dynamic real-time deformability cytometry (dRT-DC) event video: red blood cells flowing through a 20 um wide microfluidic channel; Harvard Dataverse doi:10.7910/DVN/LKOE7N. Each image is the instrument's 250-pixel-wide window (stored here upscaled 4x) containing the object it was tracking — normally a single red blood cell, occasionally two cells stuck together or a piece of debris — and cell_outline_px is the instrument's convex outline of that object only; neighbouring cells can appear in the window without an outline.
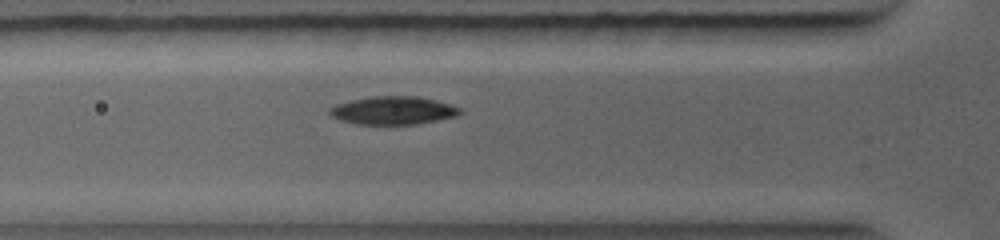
{"species": "common noctule bat (a hibernating species)", "species_latin": "Nyctalus noctula", "temperature_condition": "warm", "stored_images_in_passage": 21, "camera_frame_rate_fps": 5000, "um_per_image_px": 0.085, "animal": {"sex": "female", "body_mass_g": 19.0, "forearm_length_mm": 56.7}, "frame": {"image": 1, "passage_image": 2, "time_ms": 0.4, "image_size_px": [1000, 240], "cell_outline_px": [[464, 112], [456, 116], [416, 124], [356, 124], [340, 120], [332, 116], [328, 112], [328, 108], [336, 104], [352, 100], [372, 96], [420, 96], [436, 100], [460, 108]], "centroid_in_image_um": [33.4, 9.38], "position_along_channel_um": 92.4, "area_um2": 21.33}}
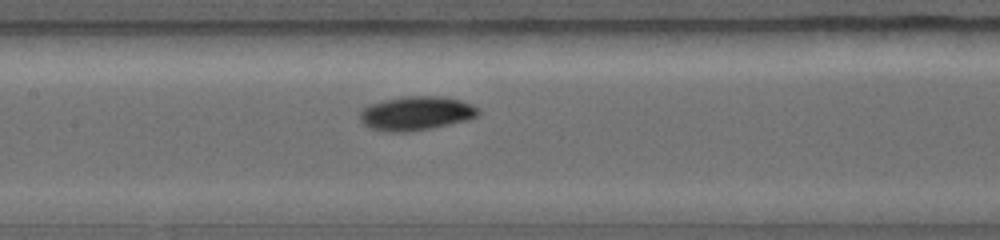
{"frame": {"image": 2, "passage_image": 6, "time_ms": 2.0, "image_size_px": [1000, 240], "cell_outline_px": [[480, 112], [476, 116], [468, 120], [432, 128], [408, 132], [388, 132], [372, 128], [364, 124], [360, 120], [360, 108], [368, 104], [384, 100], [408, 96], [444, 96], [460, 100], [472, 104], [480, 108]], "centroid_in_image_um": [35.38, 9.63], "position_along_channel_um": 172.0, "area_um2": 23.64}}
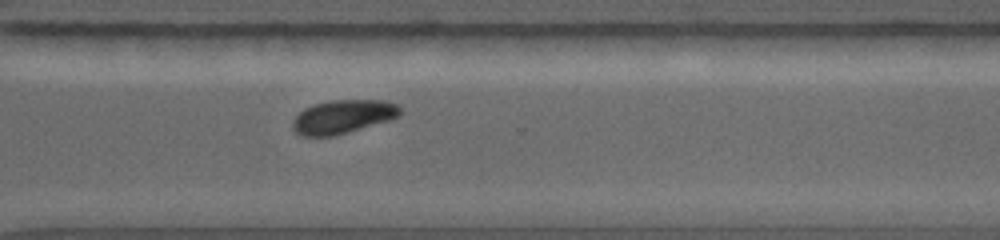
{"frame": {"image": 3, "passage_image": 15, "time_ms": 5.4, "image_size_px": [1000, 240], "cell_outline_px": [[400, 116], [388, 120], [348, 132], [332, 136], [300, 136], [292, 128], [292, 120], [304, 108], [312, 104], [332, 100], [384, 100], [400, 104]], "centroid_in_image_um": [29.13, 9.91], "position_along_channel_um": 341.5, "area_um2": 21.1}}